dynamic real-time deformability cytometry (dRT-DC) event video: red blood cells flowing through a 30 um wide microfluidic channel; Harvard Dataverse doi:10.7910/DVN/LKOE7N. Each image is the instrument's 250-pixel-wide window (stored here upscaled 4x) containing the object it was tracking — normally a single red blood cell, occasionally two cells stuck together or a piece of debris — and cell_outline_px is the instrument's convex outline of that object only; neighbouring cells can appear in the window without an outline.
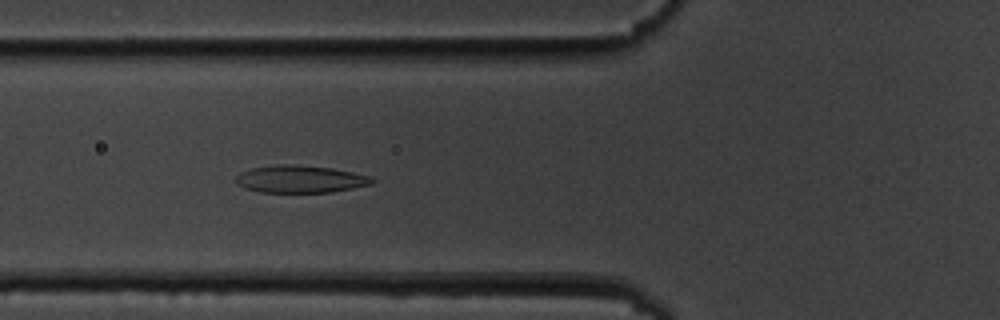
{"species": "common noctule bat (a hibernating species)", "species_latin": "Nyctalus noctula", "temperature_condition": "cold", "stored_images_in_passage": 43, "segment_of_instrument_passage": [1, 2], "camera_frame_rate_fps": 3000, "um_per_image_px": 0.085, "animal": {"sex": "male", "body_mass_g": 19.5, "forearm_length_mm": 54.6}, "frame": {"image": 1, "passage_image": 7, "time_ms": 2.0, "image_size_px": [1000, 320], "cell_outline_px": [[376, 180], [372, 184], [332, 192], [260, 192], [244, 188], [236, 184], [236, 176], [240, 172], [252, 168], [276, 164], [292, 164], [332, 168], [372, 176]], "centroid_in_image_um": [25.52, 15.22], "position_along_channel_um": 100.3, "area_um2": 21.85}}
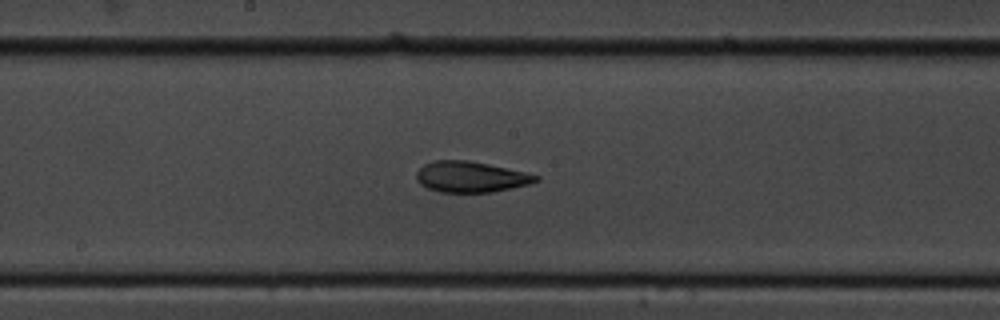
{"frame": {"image": 2, "passage_image": 16, "time_ms": 5.0, "image_size_px": [1000, 320], "cell_outline_px": [[540, 180], [528, 184], [492, 192], [440, 192], [428, 188], [420, 184], [416, 180], [416, 172], [424, 164], [432, 160], [468, 160], [488, 164], [524, 172], [540, 176]], "centroid_in_image_um": [39.98, 15.03], "position_along_channel_um": 208.2, "area_um2": 21.39}}
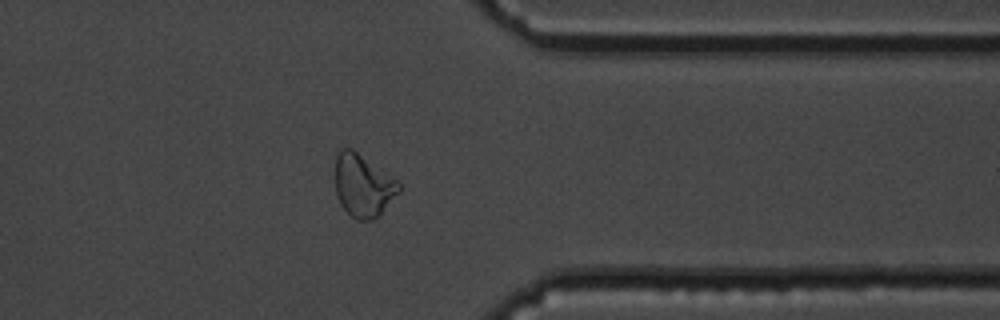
{"frame": {"image": 3, "passage_image": 31, "time_ms": 10.0, "image_size_px": [1000, 320], "cell_outline_px": [[400, 192], [372, 220], [356, 220], [340, 204], [336, 192], [336, 156], [344, 148], [352, 148], [396, 180], [400, 184]], "centroid_in_image_um": [30.85, 15.77], "position_along_channel_um": 380.6, "area_um2": 22.6}}